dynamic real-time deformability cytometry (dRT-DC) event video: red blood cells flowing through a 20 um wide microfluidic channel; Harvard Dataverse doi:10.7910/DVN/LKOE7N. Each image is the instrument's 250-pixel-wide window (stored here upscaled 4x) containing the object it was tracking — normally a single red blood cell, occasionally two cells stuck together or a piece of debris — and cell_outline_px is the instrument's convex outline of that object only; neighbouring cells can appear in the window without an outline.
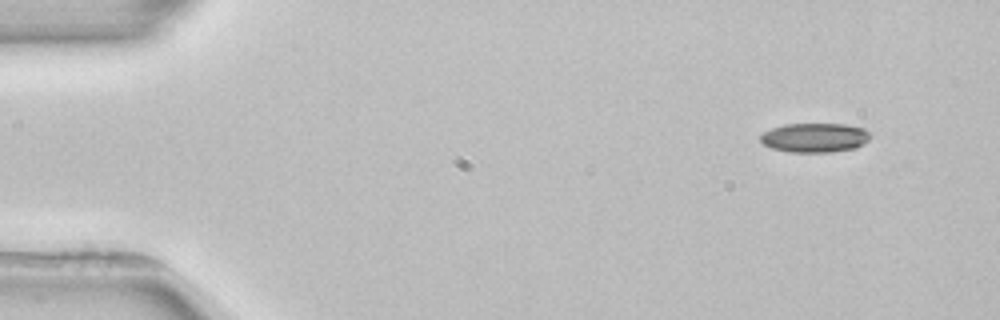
{"species": "common noctule bat (a hibernating species)", "species_latin": "Nyctalus noctula", "temperature_condition": "room temperature", "stored_images_in_passage": 3, "camera_frame_rate_fps": 3000, "um_per_image_px": 0.085, "animal": {"sex": "female", "body_mass_g": 22.7, "forearm_length_mm": 54.2}, "frame": {"image": 1, "passage_image": 1, "time_ms": 0.0, "image_size_px": [1000, 320], "cell_outline_px": [[872, 136], [868, 140], [856, 148], [832, 152], [792, 152], [772, 148], [764, 144], [760, 140], [760, 136], [764, 132], [772, 128], [784, 124], [844, 124], [864, 128]], "centroid_in_image_um": [69.27, 11.7], "position_along_channel_um": 15.7, "area_um2": 18.73}}